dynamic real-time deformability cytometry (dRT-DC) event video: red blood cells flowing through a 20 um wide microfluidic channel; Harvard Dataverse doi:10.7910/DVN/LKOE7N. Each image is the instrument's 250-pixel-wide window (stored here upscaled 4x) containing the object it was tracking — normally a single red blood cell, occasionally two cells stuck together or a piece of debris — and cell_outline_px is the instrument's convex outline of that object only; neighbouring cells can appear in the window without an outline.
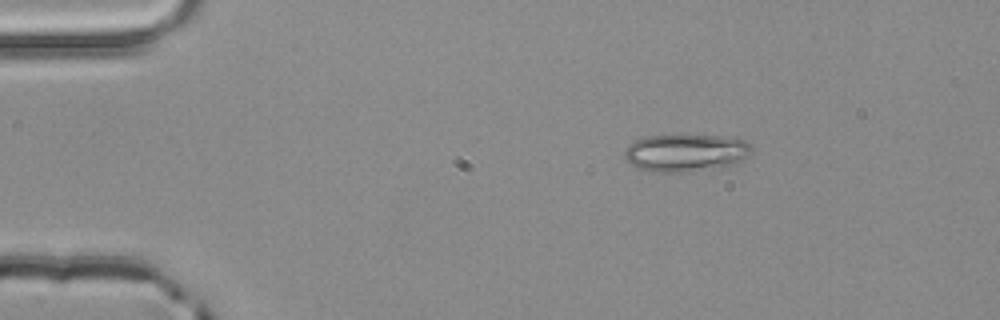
{"species": "common noctule bat (a hibernating species)", "species_latin": "Nyctalus noctula", "temperature_condition": "room temperature", "stored_images_in_passage": 2, "camera_frame_rate_fps": 3000, "um_per_image_px": 0.085, "animal": {"sex": "male", "body_mass_g": 20.4}, "frame": {"image": 1, "passage_image": 1, "time_ms": 0.0, "image_size_px": [1000, 320], "cell_outline_px": [[752, 152], [740, 160], [724, 168], [684, 172], [656, 172], [636, 168], [624, 160], [624, 152], [628, 144], [636, 140], [648, 136], [720, 136], [744, 140], [752, 148]], "centroid_in_image_um": [58.24, 13.01], "position_along_channel_um": 26.8, "area_um2": 27.74}}